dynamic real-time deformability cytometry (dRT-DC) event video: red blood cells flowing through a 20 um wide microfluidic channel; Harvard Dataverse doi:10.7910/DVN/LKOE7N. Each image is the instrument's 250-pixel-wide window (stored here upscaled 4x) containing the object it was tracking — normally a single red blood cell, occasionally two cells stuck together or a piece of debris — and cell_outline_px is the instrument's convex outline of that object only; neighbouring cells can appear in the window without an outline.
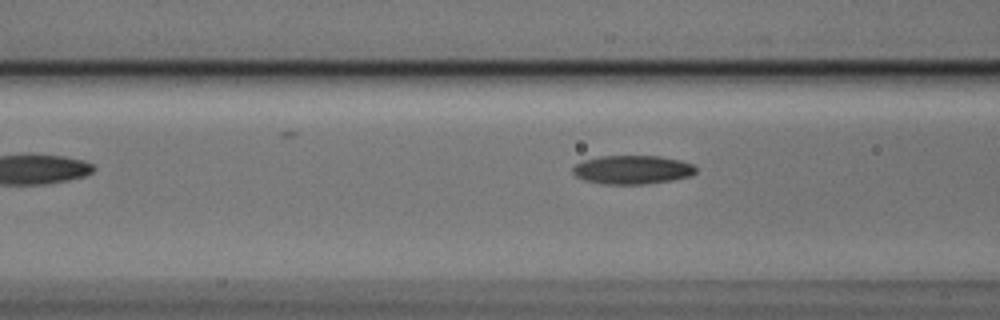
{"species": "Egyptian fruit bat (a non-hibernating species)", "species_latin": "Rousettus aegyptiacus", "temperature_condition": "cold", "stored_images_in_passage": 4, "camera_frame_rate_fps": 3000, "um_per_image_px": 0.085, "animal": {"sex": "male"}, "frame": {"image": 1, "passage_image": 4, "time_ms": 1.0, "image_size_px": [1000, 320], "cell_outline_px": [[696, 172], [692, 176], [672, 180], [644, 184], [600, 184], [584, 180], [576, 176], [572, 172], [572, 168], [576, 164], [584, 160], [600, 156], [660, 156], [680, 160], [692, 164], [696, 168]], "centroid_in_image_um": [53.75, 14.43], "position_along_channel_um": 112.9, "area_um2": 20.69}}